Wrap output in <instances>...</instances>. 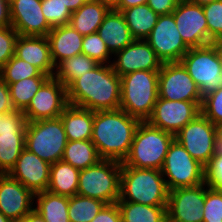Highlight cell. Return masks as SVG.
<instances>
[{"mask_svg": "<svg viewBox=\"0 0 222 222\" xmlns=\"http://www.w3.org/2000/svg\"><path fill=\"white\" fill-rule=\"evenodd\" d=\"M15 55L37 67L43 74L54 76L56 67L47 36L19 35L15 43Z\"/></svg>", "mask_w": 222, "mask_h": 222, "instance_id": "cell-21", "label": "cell"}, {"mask_svg": "<svg viewBox=\"0 0 222 222\" xmlns=\"http://www.w3.org/2000/svg\"><path fill=\"white\" fill-rule=\"evenodd\" d=\"M200 110L215 126H222V86L203 96Z\"/></svg>", "mask_w": 222, "mask_h": 222, "instance_id": "cell-39", "label": "cell"}, {"mask_svg": "<svg viewBox=\"0 0 222 222\" xmlns=\"http://www.w3.org/2000/svg\"><path fill=\"white\" fill-rule=\"evenodd\" d=\"M218 131L219 127L199 113L175 134V140L205 167L214 156V138Z\"/></svg>", "mask_w": 222, "mask_h": 222, "instance_id": "cell-10", "label": "cell"}, {"mask_svg": "<svg viewBox=\"0 0 222 222\" xmlns=\"http://www.w3.org/2000/svg\"><path fill=\"white\" fill-rule=\"evenodd\" d=\"M121 13L134 40H145L159 17L147 4L124 9Z\"/></svg>", "mask_w": 222, "mask_h": 222, "instance_id": "cell-27", "label": "cell"}, {"mask_svg": "<svg viewBox=\"0 0 222 222\" xmlns=\"http://www.w3.org/2000/svg\"><path fill=\"white\" fill-rule=\"evenodd\" d=\"M158 98L202 102L196 83L180 62L163 63L158 75Z\"/></svg>", "mask_w": 222, "mask_h": 222, "instance_id": "cell-11", "label": "cell"}, {"mask_svg": "<svg viewBox=\"0 0 222 222\" xmlns=\"http://www.w3.org/2000/svg\"><path fill=\"white\" fill-rule=\"evenodd\" d=\"M27 120L22 110L0 115V135L6 133L26 134Z\"/></svg>", "mask_w": 222, "mask_h": 222, "instance_id": "cell-41", "label": "cell"}, {"mask_svg": "<svg viewBox=\"0 0 222 222\" xmlns=\"http://www.w3.org/2000/svg\"><path fill=\"white\" fill-rule=\"evenodd\" d=\"M111 8L97 0H88L72 12L69 24L82 36L96 33Z\"/></svg>", "mask_w": 222, "mask_h": 222, "instance_id": "cell-25", "label": "cell"}, {"mask_svg": "<svg viewBox=\"0 0 222 222\" xmlns=\"http://www.w3.org/2000/svg\"><path fill=\"white\" fill-rule=\"evenodd\" d=\"M208 26V45L222 37V0L203 5Z\"/></svg>", "mask_w": 222, "mask_h": 222, "instance_id": "cell-38", "label": "cell"}, {"mask_svg": "<svg viewBox=\"0 0 222 222\" xmlns=\"http://www.w3.org/2000/svg\"><path fill=\"white\" fill-rule=\"evenodd\" d=\"M83 37L70 24L51 29L47 38L55 67L67 58L82 54Z\"/></svg>", "mask_w": 222, "mask_h": 222, "instance_id": "cell-22", "label": "cell"}, {"mask_svg": "<svg viewBox=\"0 0 222 222\" xmlns=\"http://www.w3.org/2000/svg\"><path fill=\"white\" fill-rule=\"evenodd\" d=\"M140 122L120 108L94 112L91 141L100 157L123 162Z\"/></svg>", "mask_w": 222, "mask_h": 222, "instance_id": "cell-2", "label": "cell"}, {"mask_svg": "<svg viewBox=\"0 0 222 222\" xmlns=\"http://www.w3.org/2000/svg\"><path fill=\"white\" fill-rule=\"evenodd\" d=\"M41 8L51 28L69 24L72 12L62 0H41Z\"/></svg>", "mask_w": 222, "mask_h": 222, "instance_id": "cell-36", "label": "cell"}, {"mask_svg": "<svg viewBox=\"0 0 222 222\" xmlns=\"http://www.w3.org/2000/svg\"><path fill=\"white\" fill-rule=\"evenodd\" d=\"M19 34L12 27L0 28V69L15 55V43Z\"/></svg>", "mask_w": 222, "mask_h": 222, "instance_id": "cell-42", "label": "cell"}, {"mask_svg": "<svg viewBox=\"0 0 222 222\" xmlns=\"http://www.w3.org/2000/svg\"><path fill=\"white\" fill-rule=\"evenodd\" d=\"M215 49H216V52L219 56V59H220V63H221V67H222V37L221 38H218L216 39L215 41H213L211 43Z\"/></svg>", "mask_w": 222, "mask_h": 222, "instance_id": "cell-52", "label": "cell"}, {"mask_svg": "<svg viewBox=\"0 0 222 222\" xmlns=\"http://www.w3.org/2000/svg\"><path fill=\"white\" fill-rule=\"evenodd\" d=\"M71 12L78 10L88 0H62Z\"/></svg>", "mask_w": 222, "mask_h": 222, "instance_id": "cell-51", "label": "cell"}, {"mask_svg": "<svg viewBox=\"0 0 222 222\" xmlns=\"http://www.w3.org/2000/svg\"><path fill=\"white\" fill-rule=\"evenodd\" d=\"M205 182L210 188L222 191V156H213L205 166Z\"/></svg>", "mask_w": 222, "mask_h": 222, "instance_id": "cell-43", "label": "cell"}, {"mask_svg": "<svg viewBox=\"0 0 222 222\" xmlns=\"http://www.w3.org/2000/svg\"><path fill=\"white\" fill-rule=\"evenodd\" d=\"M97 1L107 4L110 8H114L119 2V0H97Z\"/></svg>", "mask_w": 222, "mask_h": 222, "instance_id": "cell-53", "label": "cell"}, {"mask_svg": "<svg viewBox=\"0 0 222 222\" xmlns=\"http://www.w3.org/2000/svg\"><path fill=\"white\" fill-rule=\"evenodd\" d=\"M20 222H45L42 216L34 209L28 213Z\"/></svg>", "mask_w": 222, "mask_h": 222, "instance_id": "cell-50", "label": "cell"}, {"mask_svg": "<svg viewBox=\"0 0 222 222\" xmlns=\"http://www.w3.org/2000/svg\"><path fill=\"white\" fill-rule=\"evenodd\" d=\"M0 222H13L9 218L5 217L1 212H0Z\"/></svg>", "mask_w": 222, "mask_h": 222, "instance_id": "cell-55", "label": "cell"}, {"mask_svg": "<svg viewBox=\"0 0 222 222\" xmlns=\"http://www.w3.org/2000/svg\"><path fill=\"white\" fill-rule=\"evenodd\" d=\"M168 193L161 170L122 167L118 201L167 206Z\"/></svg>", "mask_w": 222, "mask_h": 222, "instance_id": "cell-4", "label": "cell"}, {"mask_svg": "<svg viewBox=\"0 0 222 222\" xmlns=\"http://www.w3.org/2000/svg\"><path fill=\"white\" fill-rule=\"evenodd\" d=\"M48 78L49 77H30L8 84L11 101L15 110L23 111Z\"/></svg>", "mask_w": 222, "mask_h": 222, "instance_id": "cell-34", "label": "cell"}, {"mask_svg": "<svg viewBox=\"0 0 222 222\" xmlns=\"http://www.w3.org/2000/svg\"><path fill=\"white\" fill-rule=\"evenodd\" d=\"M145 40L162 63L180 62L190 49L184 43L172 13L159 15L157 23Z\"/></svg>", "mask_w": 222, "mask_h": 222, "instance_id": "cell-13", "label": "cell"}, {"mask_svg": "<svg viewBox=\"0 0 222 222\" xmlns=\"http://www.w3.org/2000/svg\"><path fill=\"white\" fill-rule=\"evenodd\" d=\"M68 103L96 111L120 108L121 78L111 64H98L67 87Z\"/></svg>", "mask_w": 222, "mask_h": 222, "instance_id": "cell-1", "label": "cell"}, {"mask_svg": "<svg viewBox=\"0 0 222 222\" xmlns=\"http://www.w3.org/2000/svg\"><path fill=\"white\" fill-rule=\"evenodd\" d=\"M161 172L168 191L205 182V167L193 159L175 139L169 146Z\"/></svg>", "mask_w": 222, "mask_h": 222, "instance_id": "cell-8", "label": "cell"}, {"mask_svg": "<svg viewBox=\"0 0 222 222\" xmlns=\"http://www.w3.org/2000/svg\"><path fill=\"white\" fill-rule=\"evenodd\" d=\"M68 140L61 118L27 122L25 149L53 164L63 157Z\"/></svg>", "mask_w": 222, "mask_h": 222, "instance_id": "cell-7", "label": "cell"}, {"mask_svg": "<svg viewBox=\"0 0 222 222\" xmlns=\"http://www.w3.org/2000/svg\"><path fill=\"white\" fill-rule=\"evenodd\" d=\"M98 63L85 54H79L60 62L55 69L54 77L68 87L76 78L94 69Z\"/></svg>", "mask_w": 222, "mask_h": 222, "instance_id": "cell-31", "label": "cell"}, {"mask_svg": "<svg viewBox=\"0 0 222 222\" xmlns=\"http://www.w3.org/2000/svg\"><path fill=\"white\" fill-rule=\"evenodd\" d=\"M61 160L83 170L97 164L102 158L91 140H79L67 142Z\"/></svg>", "mask_w": 222, "mask_h": 222, "instance_id": "cell-29", "label": "cell"}, {"mask_svg": "<svg viewBox=\"0 0 222 222\" xmlns=\"http://www.w3.org/2000/svg\"><path fill=\"white\" fill-rule=\"evenodd\" d=\"M147 2L148 0H119L118 4L113 9L121 12L122 10L130 7L147 4Z\"/></svg>", "mask_w": 222, "mask_h": 222, "instance_id": "cell-48", "label": "cell"}, {"mask_svg": "<svg viewBox=\"0 0 222 222\" xmlns=\"http://www.w3.org/2000/svg\"><path fill=\"white\" fill-rule=\"evenodd\" d=\"M68 105L67 87L53 76L41 85L23 113L27 122L53 119L60 117Z\"/></svg>", "mask_w": 222, "mask_h": 222, "instance_id": "cell-12", "label": "cell"}, {"mask_svg": "<svg viewBox=\"0 0 222 222\" xmlns=\"http://www.w3.org/2000/svg\"><path fill=\"white\" fill-rule=\"evenodd\" d=\"M0 77L7 84H12L25 78L50 76L43 74L37 67L14 55L0 69Z\"/></svg>", "mask_w": 222, "mask_h": 222, "instance_id": "cell-35", "label": "cell"}, {"mask_svg": "<svg viewBox=\"0 0 222 222\" xmlns=\"http://www.w3.org/2000/svg\"><path fill=\"white\" fill-rule=\"evenodd\" d=\"M82 54L92 58L98 64H111L110 58L113 56L97 32L83 37Z\"/></svg>", "mask_w": 222, "mask_h": 222, "instance_id": "cell-37", "label": "cell"}, {"mask_svg": "<svg viewBox=\"0 0 222 222\" xmlns=\"http://www.w3.org/2000/svg\"><path fill=\"white\" fill-rule=\"evenodd\" d=\"M214 156H222V132L220 130L214 138Z\"/></svg>", "mask_w": 222, "mask_h": 222, "instance_id": "cell-49", "label": "cell"}, {"mask_svg": "<svg viewBox=\"0 0 222 222\" xmlns=\"http://www.w3.org/2000/svg\"><path fill=\"white\" fill-rule=\"evenodd\" d=\"M159 71L141 70L121 76L120 109L140 121H147L159 97Z\"/></svg>", "mask_w": 222, "mask_h": 222, "instance_id": "cell-5", "label": "cell"}, {"mask_svg": "<svg viewBox=\"0 0 222 222\" xmlns=\"http://www.w3.org/2000/svg\"><path fill=\"white\" fill-rule=\"evenodd\" d=\"M35 194L8 174H0V212L12 221H21L34 210Z\"/></svg>", "mask_w": 222, "mask_h": 222, "instance_id": "cell-18", "label": "cell"}, {"mask_svg": "<svg viewBox=\"0 0 222 222\" xmlns=\"http://www.w3.org/2000/svg\"><path fill=\"white\" fill-rule=\"evenodd\" d=\"M189 1L194 3V4H198V5L203 6V5L212 3L213 1H216V0H189Z\"/></svg>", "mask_w": 222, "mask_h": 222, "instance_id": "cell-54", "label": "cell"}, {"mask_svg": "<svg viewBox=\"0 0 222 222\" xmlns=\"http://www.w3.org/2000/svg\"><path fill=\"white\" fill-rule=\"evenodd\" d=\"M180 0H148L147 5L158 15L171 14Z\"/></svg>", "mask_w": 222, "mask_h": 222, "instance_id": "cell-45", "label": "cell"}, {"mask_svg": "<svg viewBox=\"0 0 222 222\" xmlns=\"http://www.w3.org/2000/svg\"><path fill=\"white\" fill-rule=\"evenodd\" d=\"M12 27L19 35L47 36L51 26L41 8V0H12L10 2Z\"/></svg>", "mask_w": 222, "mask_h": 222, "instance_id": "cell-20", "label": "cell"}, {"mask_svg": "<svg viewBox=\"0 0 222 222\" xmlns=\"http://www.w3.org/2000/svg\"><path fill=\"white\" fill-rule=\"evenodd\" d=\"M50 167V163L24 149L8 175L37 194L48 188Z\"/></svg>", "mask_w": 222, "mask_h": 222, "instance_id": "cell-19", "label": "cell"}, {"mask_svg": "<svg viewBox=\"0 0 222 222\" xmlns=\"http://www.w3.org/2000/svg\"><path fill=\"white\" fill-rule=\"evenodd\" d=\"M175 135L141 121L135 131L128 156L122 167L161 170Z\"/></svg>", "mask_w": 222, "mask_h": 222, "instance_id": "cell-3", "label": "cell"}, {"mask_svg": "<svg viewBox=\"0 0 222 222\" xmlns=\"http://www.w3.org/2000/svg\"><path fill=\"white\" fill-rule=\"evenodd\" d=\"M97 33L113 55L134 40L123 14L113 8L105 15Z\"/></svg>", "mask_w": 222, "mask_h": 222, "instance_id": "cell-23", "label": "cell"}, {"mask_svg": "<svg viewBox=\"0 0 222 222\" xmlns=\"http://www.w3.org/2000/svg\"><path fill=\"white\" fill-rule=\"evenodd\" d=\"M114 56L111 65L119 77L141 70L159 71L163 64L146 40H133Z\"/></svg>", "mask_w": 222, "mask_h": 222, "instance_id": "cell-17", "label": "cell"}, {"mask_svg": "<svg viewBox=\"0 0 222 222\" xmlns=\"http://www.w3.org/2000/svg\"><path fill=\"white\" fill-rule=\"evenodd\" d=\"M106 205L95 198L74 195L69 197L68 217L70 222H91Z\"/></svg>", "mask_w": 222, "mask_h": 222, "instance_id": "cell-33", "label": "cell"}, {"mask_svg": "<svg viewBox=\"0 0 222 222\" xmlns=\"http://www.w3.org/2000/svg\"><path fill=\"white\" fill-rule=\"evenodd\" d=\"M80 170L60 160L50 167V180L47 191L61 196L77 194Z\"/></svg>", "mask_w": 222, "mask_h": 222, "instance_id": "cell-26", "label": "cell"}, {"mask_svg": "<svg viewBox=\"0 0 222 222\" xmlns=\"http://www.w3.org/2000/svg\"><path fill=\"white\" fill-rule=\"evenodd\" d=\"M68 141L91 140L94 112L68 105L60 115Z\"/></svg>", "mask_w": 222, "mask_h": 222, "instance_id": "cell-24", "label": "cell"}, {"mask_svg": "<svg viewBox=\"0 0 222 222\" xmlns=\"http://www.w3.org/2000/svg\"><path fill=\"white\" fill-rule=\"evenodd\" d=\"M205 182L168 193L167 216L175 222H203Z\"/></svg>", "mask_w": 222, "mask_h": 222, "instance_id": "cell-16", "label": "cell"}, {"mask_svg": "<svg viewBox=\"0 0 222 222\" xmlns=\"http://www.w3.org/2000/svg\"><path fill=\"white\" fill-rule=\"evenodd\" d=\"M34 209L45 222H70L68 217L69 197L47 190L35 194Z\"/></svg>", "mask_w": 222, "mask_h": 222, "instance_id": "cell-28", "label": "cell"}, {"mask_svg": "<svg viewBox=\"0 0 222 222\" xmlns=\"http://www.w3.org/2000/svg\"><path fill=\"white\" fill-rule=\"evenodd\" d=\"M122 162L102 159L97 164L80 170L77 194L95 198L106 204L120 198Z\"/></svg>", "mask_w": 222, "mask_h": 222, "instance_id": "cell-6", "label": "cell"}, {"mask_svg": "<svg viewBox=\"0 0 222 222\" xmlns=\"http://www.w3.org/2000/svg\"><path fill=\"white\" fill-rule=\"evenodd\" d=\"M10 26H12L10 3L7 0H0V28Z\"/></svg>", "mask_w": 222, "mask_h": 222, "instance_id": "cell-47", "label": "cell"}, {"mask_svg": "<svg viewBox=\"0 0 222 222\" xmlns=\"http://www.w3.org/2000/svg\"><path fill=\"white\" fill-rule=\"evenodd\" d=\"M162 222H175V221L171 220V219L167 216Z\"/></svg>", "mask_w": 222, "mask_h": 222, "instance_id": "cell-56", "label": "cell"}, {"mask_svg": "<svg viewBox=\"0 0 222 222\" xmlns=\"http://www.w3.org/2000/svg\"><path fill=\"white\" fill-rule=\"evenodd\" d=\"M9 85L0 77V115L14 111Z\"/></svg>", "mask_w": 222, "mask_h": 222, "instance_id": "cell-46", "label": "cell"}, {"mask_svg": "<svg viewBox=\"0 0 222 222\" xmlns=\"http://www.w3.org/2000/svg\"><path fill=\"white\" fill-rule=\"evenodd\" d=\"M202 96L222 86V67L212 44L190 48L180 60Z\"/></svg>", "mask_w": 222, "mask_h": 222, "instance_id": "cell-9", "label": "cell"}, {"mask_svg": "<svg viewBox=\"0 0 222 222\" xmlns=\"http://www.w3.org/2000/svg\"><path fill=\"white\" fill-rule=\"evenodd\" d=\"M25 135L6 133L0 135V174H8L25 149Z\"/></svg>", "mask_w": 222, "mask_h": 222, "instance_id": "cell-32", "label": "cell"}, {"mask_svg": "<svg viewBox=\"0 0 222 222\" xmlns=\"http://www.w3.org/2000/svg\"><path fill=\"white\" fill-rule=\"evenodd\" d=\"M201 104L202 102L169 101L158 98L147 122L175 135L201 113Z\"/></svg>", "mask_w": 222, "mask_h": 222, "instance_id": "cell-14", "label": "cell"}, {"mask_svg": "<svg viewBox=\"0 0 222 222\" xmlns=\"http://www.w3.org/2000/svg\"><path fill=\"white\" fill-rule=\"evenodd\" d=\"M203 222H222V191L210 188L206 182Z\"/></svg>", "mask_w": 222, "mask_h": 222, "instance_id": "cell-40", "label": "cell"}, {"mask_svg": "<svg viewBox=\"0 0 222 222\" xmlns=\"http://www.w3.org/2000/svg\"><path fill=\"white\" fill-rule=\"evenodd\" d=\"M122 222H162L167 206H149L130 201H117Z\"/></svg>", "mask_w": 222, "mask_h": 222, "instance_id": "cell-30", "label": "cell"}, {"mask_svg": "<svg viewBox=\"0 0 222 222\" xmlns=\"http://www.w3.org/2000/svg\"><path fill=\"white\" fill-rule=\"evenodd\" d=\"M91 222H122L118 204H106Z\"/></svg>", "mask_w": 222, "mask_h": 222, "instance_id": "cell-44", "label": "cell"}, {"mask_svg": "<svg viewBox=\"0 0 222 222\" xmlns=\"http://www.w3.org/2000/svg\"><path fill=\"white\" fill-rule=\"evenodd\" d=\"M176 27L189 48L208 45V26L203 6L180 0L172 12Z\"/></svg>", "mask_w": 222, "mask_h": 222, "instance_id": "cell-15", "label": "cell"}]
</instances>
